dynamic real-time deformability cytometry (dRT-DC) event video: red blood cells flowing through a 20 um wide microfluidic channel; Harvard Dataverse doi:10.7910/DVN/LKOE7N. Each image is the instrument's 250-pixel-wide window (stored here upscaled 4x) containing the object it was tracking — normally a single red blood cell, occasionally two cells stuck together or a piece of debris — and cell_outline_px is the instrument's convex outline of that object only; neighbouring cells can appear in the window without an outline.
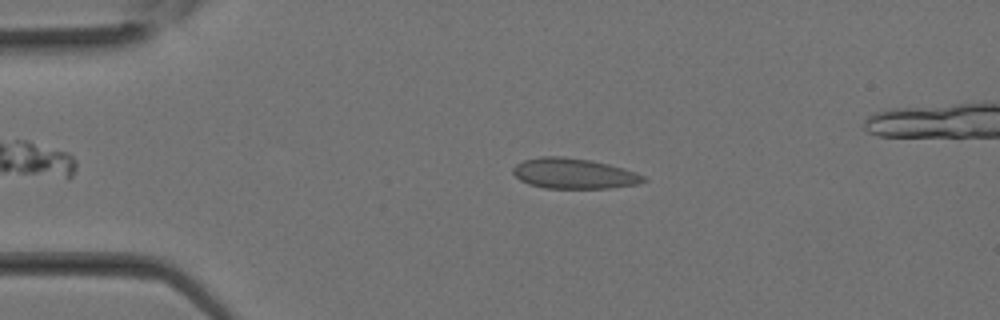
{"species": "Egyptian fruit bat (a non-hibernating species)", "species_latin": "Rousettus aegyptiacus", "temperature_condition": "room temperature", "stored_images_in_passage": 28, "camera_frame_rate_fps": 3000, "um_per_image_px": 0.085, "animal": {"sex": "female"}, "frame": {"image": 1, "passage_image": 6, "time_ms": 1.667, "image_size_px": [1000, 320], "cell_outline_px": [[648, 180], [636, 184], [612, 188], [544, 188], [528, 184], [520, 180], [512, 172], [512, 168], [516, 164], [524, 160], [540, 156], [564, 156], [592, 160], [624, 168], [636, 172], [644, 176]], "centroid_in_image_um": [48.77, 14.74], "position_along_channel_um": 36.2, "area_um2": 23.29}}
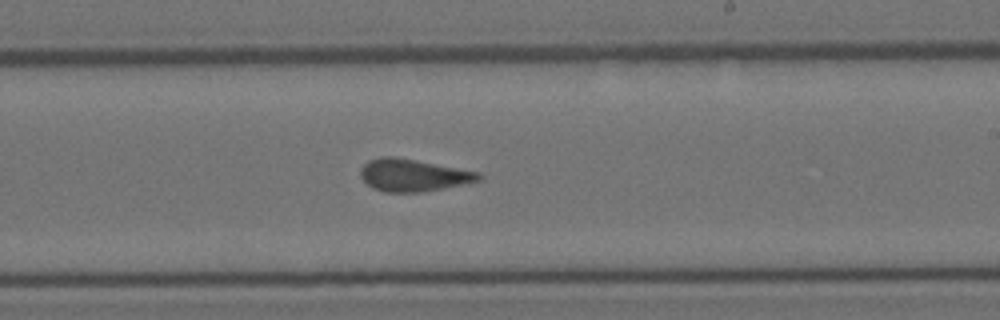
{"frame": {"image": 2, "passage_image": 18, "time_ms": 5.667, "image_size_px": [1000, 320], "cell_outline_px": [[484, 176], [480, 180], [420, 192], [384, 192], [372, 188], [360, 176], [360, 168], [368, 160], [380, 156], [396, 156], [480, 172]], "centroid_in_image_um": [35.08, 14.87], "position_along_channel_um": 253.9, "area_um2": 22.2}}
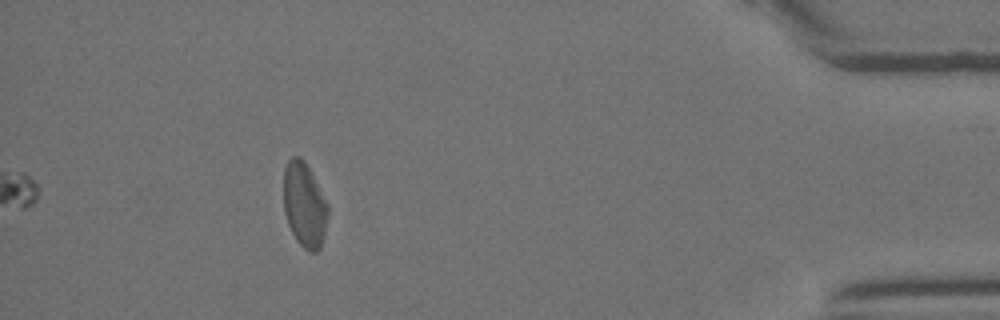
{"frame": {"image": 3, "passage_image": 28, "time_ms": 9.0, "image_size_px": [1000, 320], "cell_outline_px": [[328, 212], [324, 236], [320, 248], [316, 252], [308, 252], [296, 240], [288, 224], [284, 212], [284, 168], [288, 160], [292, 156], [300, 156], [304, 160], [328, 204]], "centroid_in_image_um": [25.87, 17.42], "position_along_channel_um": 409.3, "area_um2": 21.85}}